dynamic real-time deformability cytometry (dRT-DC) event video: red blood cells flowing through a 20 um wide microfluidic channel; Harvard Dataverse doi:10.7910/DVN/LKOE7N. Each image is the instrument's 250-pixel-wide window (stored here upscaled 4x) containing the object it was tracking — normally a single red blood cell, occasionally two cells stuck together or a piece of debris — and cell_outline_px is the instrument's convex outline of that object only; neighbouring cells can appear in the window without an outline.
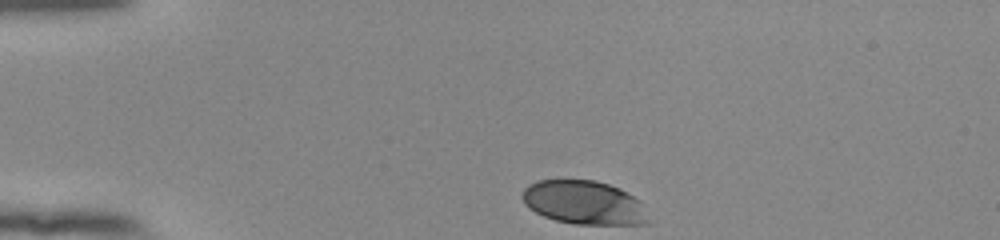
{"species": "human", "species_latin": "Homo sapiens", "temperature_condition": "room temperature", "stored_images_in_passage": 35, "camera_frame_rate_fps": 3000, "um_per_image_px": 0.085, "donor": {"sex": "female"}, "frame": {"image": 1, "passage_image": 1, "time_ms": 0.0, "image_size_px": [1000, 240], "cell_outline_px": [[648, 224], [572, 224], [556, 220], [544, 216], [528, 208], [524, 204], [520, 196], [524, 188], [528, 184], [536, 180], [596, 180], [620, 188], [640, 200], [648, 220]], "centroid_in_image_um": [49.59, 17.21], "position_along_channel_um": 35.4, "area_um2": 32.25}}
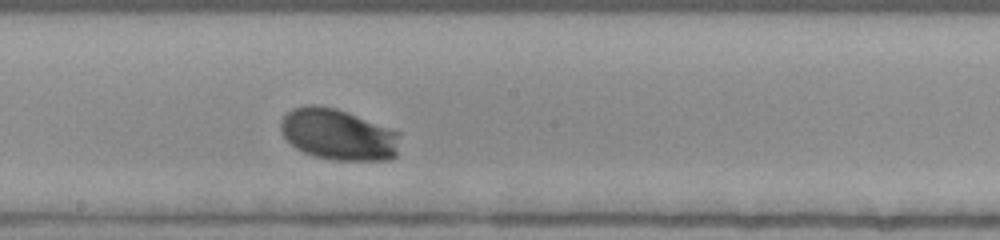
{"frame": {"image": 2, "passage_image": 20, "time_ms": 6.333, "image_size_px": [1000, 240], "cell_outline_px": [[400, 132], [396, 156], [392, 160], [332, 160], [312, 156], [296, 148], [280, 132], [280, 124], [284, 116], [292, 108], [308, 104], [316, 104], [336, 108], [348, 112]], "centroid_in_image_um": [28.74, 11.43], "position_along_channel_um": 219.5, "area_um2": 35.78}}
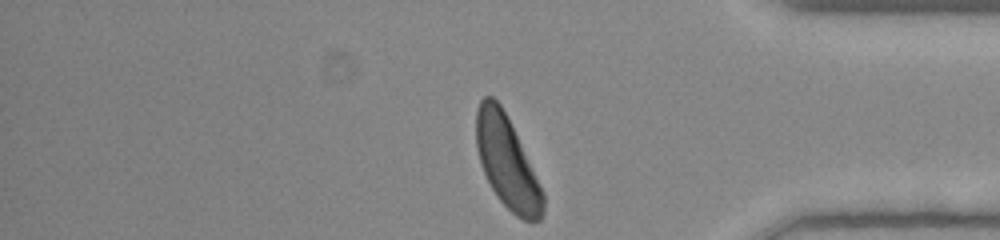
{"frame": {"image": 3, "passage_image": 35, "time_ms": 11.333, "image_size_px": [1000, 240], "cell_outline_px": [[544, 212], [540, 220], [524, 220], [516, 216], [496, 196], [480, 164], [476, 148], [476, 108], [480, 100], [484, 96], [492, 96], [500, 104], [544, 192]], "centroid_in_image_um": [43.07, 13.81], "position_along_channel_um": 392.1, "area_um2": 35.14}, "authors_computed_cell_mechanics": {"area_um2": 34.102, "velocity_mm_per_s": 3.7962, "shape_relaxation_time_tau1_ms": 1.7372, "shape_relaxation_time_tau2_ms": null, "deformation_change_tau1": 0.14, "deformation_change_tau2": null}}